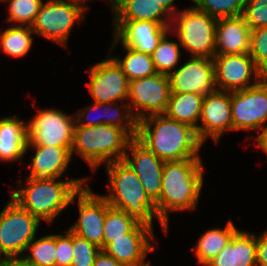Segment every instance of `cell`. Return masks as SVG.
I'll use <instances>...</instances> for the list:
<instances>
[{
	"instance_id": "cell-1",
	"label": "cell",
	"mask_w": 267,
	"mask_h": 266,
	"mask_svg": "<svg viewBox=\"0 0 267 266\" xmlns=\"http://www.w3.org/2000/svg\"><path fill=\"white\" fill-rule=\"evenodd\" d=\"M136 139L163 161L201 159L198 152L203 142L196 129L165 114L140 120Z\"/></svg>"
},
{
	"instance_id": "cell-2",
	"label": "cell",
	"mask_w": 267,
	"mask_h": 266,
	"mask_svg": "<svg viewBox=\"0 0 267 266\" xmlns=\"http://www.w3.org/2000/svg\"><path fill=\"white\" fill-rule=\"evenodd\" d=\"M203 170L201 159L165 161L161 194L155 203L157 219L165 233H168L169 211H188L197 206L204 184Z\"/></svg>"
},
{
	"instance_id": "cell-3",
	"label": "cell",
	"mask_w": 267,
	"mask_h": 266,
	"mask_svg": "<svg viewBox=\"0 0 267 266\" xmlns=\"http://www.w3.org/2000/svg\"><path fill=\"white\" fill-rule=\"evenodd\" d=\"M57 179L28 177V187L14 190L11 199L40 221L44 219L52 223L61 211L75 201L77 192L86 183V178L58 182Z\"/></svg>"
},
{
	"instance_id": "cell-4",
	"label": "cell",
	"mask_w": 267,
	"mask_h": 266,
	"mask_svg": "<svg viewBox=\"0 0 267 266\" xmlns=\"http://www.w3.org/2000/svg\"><path fill=\"white\" fill-rule=\"evenodd\" d=\"M106 165L111 191L109 190L110 194L102 196L108 204L153 227V218H157L156 205L149 198L133 169L124 160Z\"/></svg>"
},
{
	"instance_id": "cell-5",
	"label": "cell",
	"mask_w": 267,
	"mask_h": 266,
	"mask_svg": "<svg viewBox=\"0 0 267 266\" xmlns=\"http://www.w3.org/2000/svg\"><path fill=\"white\" fill-rule=\"evenodd\" d=\"M131 140L122 128L116 126L75 127L71 155L76 151L96 171L102 163L123 160Z\"/></svg>"
},
{
	"instance_id": "cell-6",
	"label": "cell",
	"mask_w": 267,
	"mask_h": 266,
	"mask_svg": "<svg viewBox=\"0 0 267 266\" xmlns=\"http://www.w3.org/2000/svg\"><path fill=\"white\" fill-rule=\"evenodd\" d=\"M177 14V21H174L178 24L175 26L178 43L191 56L213 59L216 55L217 19L194 6Z\"/></svg>"
},
{
	"instance_id": "cell-7",
	"label": "cell",
	"mask_w": 267,
	"mask_h": 266,
	"mask_svg": "<svg viewBox=\"0 0 267 266\" xmlns=\"http://www.w3.org/2000/svg\"><path fill=\"white\" fill-rule=\"evenodd\" d=\"M85 11L78 1L49 0L41 4L31 28L35 34L65 46L74 24L85 18Z\"/></svg>"
},
{
	"instance_id": "cell-8",
	"label": "cell",
	"mask_w": 267,
	"mask_h": 266,
	"mask_svg": "<svg viewBox=\"0 0 267 266\" xmlns=\"http://www.w3.org/2000/svg\"><path fill=\"white\" fill-rule=\"evenodd\" d=\"M39 224L37 217L10 199L0 212V255L11 257L24 253L36 238Z\"/></svg>"
},
{
	"instance_id": "cell-9",
	"label": "cell",
	"mask_w": 267,
	"mask_h": 266,
	"mask_svg": "<svg viewBox=\"0 0 267 266\" xmlns=\"http://www.w3.org/2000/svg\"><path fill=\"white\" fill-rule=\"evenodd\" d=\"M75 118L57 109L38 111L27 124L26 151L31 146L72 147Z\"/></svg>"
},
{
	"instance_id": "cell-10",
	"label": "cell",
	"mask_w": 267,
	"mask_h": 266,
	"mask_svg": "<svg viewBox=\"0 0 267 266\" xmlns=\"http://www.w3.org/2000/svg\"><path fill=\"white\" fill-rule=\"evenodd\" d=\"M170 95V80L167 74L155 73L151 76L129 81V106L138 122L151 115L164 114ZM136 108L134 114L133 109Z\"/></svg>"
},
{
	"instance_id": "cell-11",
	"label": "cell",
	"mask_w": 267,
	"mask_h": 266,
	"mask_svg": "<svg viewBox=\"0 0 267 266\" xmlns=\"http://www.w3.org/2000/svg\"><path fill=\"white\" fill-rule=\"evenodd\" d=\"M232 131L258 130L267 125V85L231 91Z\"/></svg>"
},
{
	"instance_id": "cell-12",
	"label": "cell",
	"mask_w": 267,
	"mask_h": 266,
	"mask_svg": "<svg viewBox=\"0 0 267 266\" xmlns=\"http://www.w3.org/2000/svg\"><path fill=\"white\" fill-rule=\"evenodd\" d=\"M85 185L77 192L79 218L69 230L103 250L106 199Z\"/></svg>"
},
{
	"instance_id": "cell-13",
	"label": "cell",
	"mask_w": 267,
	"mask_h": 266,
	"mask_svg": "<svg viewBox=\"0 0 267 266\" xmlns=\"http://www.w3.org/2000/svg\"><path fill=\"white\" fill-rule=\"evenodd\" d=\"M88 87L97 103L126 101L129 95V80L112 57L91 67Z\"/></svg>"
},
{
	"instance_id": "cell-14",
	"label": "cell",
	"mask_w": 267,
	"mask_h": 266,
	"mask_svg": "<svg viewBox=\"0 0 267 266\" xmlns=\"http://www.w3.org/2000/svg\"><path fill=\"white\" fill-rule=\"evenodd\" d=\"M171 93H213L215 87L214 61L207 57L192 56L169 75Z\"/></svg>"
},
{
	"instance_id": "cell-15",
	"label": "cell",
	"mask_w": 267,
	"mask_h": 266,
	"mask_svg": "<svg viewBox=\"0 0 267 266\" xmlns=\"http://www.w3.org/2000/svg\"><path fill=\"white\" fill-rule=\"evenodd\" d=\"M213 61L216 90L231 92L258 84L257 79L249 83L254 75L257 78V65L249 53L215 55Z\"/></svg>"
},
{
	"instance_id": "cell-16",
	"label": "cell",
	"mask_w": 267,
	"mask_h": 266,
	"mask_svg": "<svg viewBox=\"0 0 267 266\" xmlns=\"http://www.w3.org/2000/svg\"><path fill=\"white\" fill-rule=\"evenodd\" d=\"M200 119L198 138L204 143L211 136L218 143L226 130H232L231 92L215 90L204 96Z\"/></svg>"
},
{
	"instance_id": "cell-17",
	"label": "cell",
	"mask_w": 267,
	"mask_h": 266,
	"mask_svg": "<svg viewBox=\"0 0 267 266\" xmlns=\"http://www.w3.org/2000/svg\"><path fill=\"white\" fill-rule=\"evenodd\" d=\"M127 149H130L132 156L125 153L124 161L133 169L140 179L149 198L156 203L161 194L162 172L165 161L155 156L136 138H133Z\"/></svg>"
},
{
	"instance_id": "cell-18",
	"label": "cell",
	"mask_w": 267,
	"mask_h": 266,
	"mask_svg": "<svg viewBox=\"0 0 267 266\" xmlns=\"http://www.w3.org/2000/svg\"><path fill=\"white\" fill-rule=\"evenodd\" d=\"M113 24V48L121 42L122 45L150 55L163 36L171 30V27L154 21H114Z\"/></svg>"
},
{
	"instance_id": "cell-19",
	"label": "cell",
	"mask_w": 267,
	"mask_h": 266,
	"mask_svg": "<svg viewBox=\"0 0 267 266\" xmlns=\"http://www.w3.org/2000/svg\"><path fill=\"white\" fill-rule=\"evenodd\" d=\"M153 227L139 222L125 237L115 238L103 250L124 266H142L148 252L154 250Z\"/></svg>"
},
{
	"instance_id": "cell-20",
	"label": "cell",
	"mask_w": 267,
	"mask_h": 266,
	"mask_svg": "<svg viewBox=\"0 0 267 266\" xmlns=\"http://www.w3.org/2000/svg\"><path fill=\"white\" fill-rule=\"evenodd\" d=\"M250 32L242 15L217 19L216 55L249 53Z\"/></svg>"
},
{
	"instance_id": "cell-21",
	"label": "cell",
	"mask_w": 267,
	"mask_h": 266,
	"mask_svg": "<svg viewBox=\"0 0 267 266\" xmlns=\"http://www.w3.org/2000/svg\"><path fill=\"white\" fill-rule=\"evenodd\" d=\"M256 235L238 230L206 266H257Z\"/></svg>"
},
{
	"instance_id": "cell-22",
	"label": "cell",
	"mask_w": 267,
	"mask_h": 266,
	"mask_svg": "<svg viewBox=\"0 0 267 266\" xmlns=\"http://www.w3.org/2000/svg\"><path fill=\"white\" fill-rule=\"evenodd\" d=\"M35 156L30 160L29 177L59 178L72 160L71 147L32 146Z\"/></svg>"
},
{
	"instance_id": "cell-23",
	"label": "cell",
	"mask_w": 267,
	"mask_h": 266,
	"mask_svg": "<svg viewBox=\"0 0 267 266\" xmlns=\"http://www.w3.org/2000/svg\"><path fill=\"white\" fill-rule=\"evenodd\" d=\"M112 10L114 21H154L170 27L169 18L174 19L157 0H119Z\"/></svg>"
},
{
	"instance_id": "cell-24",
	"label": "cell",
	"mask_w": 267,
	"mask_h": 266,
	"mask_svg": "<svg viewBox=\"0 0 267 266\" xmlns=\"http://www.w3.org/2000/svg\"><path fill=\"white\" fill-rule=\"evenodd\" d=\"M27 124L13 117L0 119V161H17L26 153Z\"/></svg>"
},
{
	"instance_id": "cell-25",
	"label": "cell",
	"mask_w": 267,
	"mask_h": 266,
	"mask_svg": "<svg viewBox=\"0 0 267 266\" xmlns=\"http://www.w3.org/2000/svg\"><path fill=\"white\" fill-rule=\"evenodd\" d=\"M204 96L198 93H171L166 112L168 118L197 129Z\"/></svg>"
},
{
	"instance_id": "cell-26",
	"label": "cell",
	"mask_w": 267,
	"mask_h": 266,
	"mask_svg": "<svg viewBox=\"0 0 267 266\" xmlns=\"http://www.w3.org/2000/svg\"><path fill=\"white\" fill-rule=\"evenodd\" d=\"M238 231L233 222H227L224 229H209L200 238L192 250L200 264L206 265L216 257L219 252L230 242L233 235Z\"/></svg>"
},
{
	"instance_id": "cell-27",
	"label": "cell",
	"mask_w": 267,
	"mask_h": 266,
	"mask_svg": "<svg viewBox=\"0 0 267 266\" xmlns=\"http://www.w3.org/2000/svg\"><path fill=\"white\" fill-rule=\"evenodd\" d=\"M127 52L124 59L112 57L127 76L129 81L141 79L157 73L152 55L138 52L128 46L123 45Z\"/></svg>"
},
{
	"instance_id": "cell-28",
	"label": "cell",
	"mask_w": 267,
	"mask_h": 266,
	"mask_svg": "<svg viewBox=\"0 0 267 266\" xmlns=\"http://www.w3.org/2000/svg\"><path fill=\"white\" fill-rule=\"evenodd\" d=\"M31 26L13 25L0 34V48L2 52L13 57H24L33 42Z\"/></svg>"
},
{
	"instance_id": "cell-29",
	"label": "cell",
	"mask_w": 267,
	"mask_h": 266,
	"mask_svg": "<svg viewBox=\"0 0 267 266\" xmlns=\"http://www.w3.org/2000/svg\"><path fill=\"white\" fill-rule=\"evenodd\" d=\"M138 223L139 221L125 211L111 207L106 200L104 248L115 238L125 237Z\"/></svg>"
},
{
	"instance_id": "cell-30",
	"label": "cell",
	"mask_w": 267,
	"mask_h": 266,
	"mask_svg": "<svg viewBox=\"0 0 267 266\" xmlns=\"http://www.w3.org/2000/svg\"><path fill=\"white\" fill-rule=\"evenodd\" d=\"M117 105L114 102L102 103V111H106V114L101 116V124L116 126L122 128L132 139L137 136L138 121L131 112L128 103L121 104L119 108H115ZM114 107V110H113ZM125 110V114L121 113V109ZM112 113V114H111ZM108 114V115H107ZM125 121V122H124Z\"/></svg>"
},
{
	"instance_id": "cell-31",
	"label": "cell",
	"mask_w": 267,
	"mask_h": 266,
	"mask_svg": "<svg viewBox=\"0 0 267 266\" xmlns=\"http://www.w3.org/2000/svg\"><path fill=\"white\" fill-rule=\"evenodd\" d=\"M167 35L168 33H166L157 44V47L152 54V58L157 73L169 75L172 70L174 71L176 69L181 52L179 51L178 43L169 41Z\"/></svg>"
},
{
	"instance_id": "cell-32",
	"label": "cell",
	"mask_w": 267,
	"mask_h": 266,
	"mask_svg": "<svg viewBox=\"0 0 267 266\" xmlns=\"http://www.w3.org/2000/svg\"><path fill=\"white\" fill-rule=\"evenodd\" d=\"M31 254L25 256L36 266H55L56 259V235H46L39 239H33L26 248Z\"/></svg>"
},
{
	"instance_id": "cell-33",
	"label": "cell",
	"mask_w": 267,
	"mask_h": 266,
	"mask_svg": "<svg viewBox=\"0 0 267 266\" xmlns=\"http://www.w3.org/2000/svg\"><path fill=\"white\" fill-rule=\"evenodd\" d=\"M195 8L219 19L243 14L247 0H191Z\"/></svg>"
},
{
	"instance_id": "cell-34",
	"label": "cell",
	"mask_w": 267,
	"mask_h": 266,
	"mask_svg": "<svg viewBox=\"0 0 267 266\" xmlns=\"http://www.w3.org/2000/svg\"><path fill=\"white\" fill-rule=\"evenodd\" d=\"M9 2L8 22H15L14 25L20 23V26H31L38 13L42 0H3Z\"/></svg>"
},
{
	"instance_id": "cell-35",
	"label": "cell",
	"mask_w": 267,
	"mask_h": 266,
	"mask_svg": "<svg viewBox=\"0 0 267 266\" xmlns=\"http://www.w3.org/2000/svg\"><path fill=\"white\" fill-rule=\"evenodd\" d=\"M73 259L71 266H93L99 247L72 232Z\"/></svg>"
},
{
	"instance_id": "cell-36",
	"label": "cell",
	"mask_w": 267,
	"mask_h": 266,
	"mask_svg": "<svg viewBox=\"0 0 267 266\" xmlns=\"http://www.w3.org/2000/svg\"><path fill=\"white\" fill-rule=\"evenodd\" d=\"M242 16L251 30L267 25V0H247Z\"/></svg>"
},
{
	"instance_id": "cell-37",
	"label": "cell",
	"mask_w": 267,
	"mask_h": 266,
	"mask_svg": "<svg viewBox=\"0 0 267 266\" xmlns=\"http://www.w3.org/2000/svg\"><path fill=\"white\" fill-rule=\"evenodd\" d=\"M249 54L256 65L267 58V25L251 30Z\"/></svg>"
},
{
	"instance_id": "cell-38",
	"label": "cell",
	"mask_w": 267,
	"mask_h": 266,
	"mask_svg": "<svg viewBox=\"0 0 267 266\" xmlns=\"http://www.w3.org/2000/svg\"><path fill=\"white\" fill-rule=\"evenodd\" d=\"M72 255V232L68 229L66 235L56 234L55 266H71Z\"/></svg>"
},
{
	"instance_id": "cell-39",
	"label": "cell",
	"mask_w": 267,
	"mask_h": 266,
	"mask_svg": "<svg viewBox=\"0 0 267 266\" xmlns=\"http://www.w3.org/2000/svg\"><path fill=\"white\" fill-rule=\"evenodd\" d=\"M102 109V103L94 102V105L86 107L85 111L81 110L78 112V116H75V127H90V126H97L101 124V117H97L96 119H92L91 116L88 114L89 112L101 110ZM83 111V112H82ZM87 114V115H86ZM86 118L82 122V118Z\"/></svg>"
},
{
	"instance_id": "cell-40",
	"label": "cell",
	"mask_w": 267,
	"mask_h": 266,
	"mask_svg": "<svg viewBox=\"0 0 267 266\" xmlns=\"http://www.w3.org/2000/svg\"><path fill=\"white\" fill-rule=\"evenodd\" d=\"M257 243V266H267V230L260 235L256 236Z\"/></svg>"
},
{
	"instance_id": "cell-41",
	"label": "cell",
	"mask_w": 267,
	"mask_h": 266,
	"mask_svg": "<svg viewBox=\"0 0 267 266\" xmlns=\"http://www.w3.org/2000/svg\"><path fill=\"white\" fill-rule=\"evenodd\" d=\"M0 257V266H36L24 256Z\"/></svg>"
},
{
	"instance_id": "cell-42",
	"label": "cell",
	"mask_w": 267,
	"mask_h": 266,
	"mask_svg": "<svg viewBox=\"0 0 267 266\" xmlns=\"http://www.w3.org/2000/svg\"><path fill=\"white\" fill-rule=\"evenodd\" d=\"M93 266H124L114 257L107 254L104 250H100L97 254Z\"/></svg>"
},
{
	"instance_id": "cell-43",
	"label": "cell",
	"mask_w": 267,
	"mask_h": 266,
	"mask_svg": "<svg viewBox=\"0 0 267 266\" xmlns=\"http://www.w3.org/2000/svg\"><path fill=\"white\" fill-rule=\"evenodd\" d=\"M257 82L261 85H267V58L257 65Z\"/></svg>"
},
{
	"instance_id": "cell-44",
	"label": "cell",
	"mask_w": 267,
	"mask_h": 266,
	"mask_svg": "<svg viewBox=\"0 0 267 266\" xmlns=\"http://www.w3.org/2000/svg\"><path fill=\"white\" fill-rule=\"evenodd\" d=\"M255 139L258 142V146L261 147L265 153H267V126L260 134H258L257 137H255Z\"/></svg>"
},
{
	"instance_id": "cell-45",
	"label": "cell",
	"mask_w": 267,
	"mask_h": 266,
	"mask_svg": "<svg viewBox=\"0 0 267 266\" xmlns=\"http://www.w3.org/2000/svg\"><path fill=\"white\" fill-rule=\"evenodd\" d=\"M169 13L170 15H173L176 19V12L173 8V4L175 0H157ZM175 11V12H174Z\"/></svg>"
},
{
	"instance_id": "cell-46",
	"label": "cell",
	"mask_w": 267,
	"mask_h": 266,
	"mask_svg": "<svg viewBox=\"0 0 267 266\" xmlns=\"http://www.w3.org/2000/svg\"><path fill=\"white\" fill-rule=\"evenodd\" d=\"M119 0H109V4L111 5V8L118 2Z\"/></svg>"
},
{
	"instance_id": "cell-47",
	"label": "cell",
	"mask_w": 267,
	"mask_h": 266,
	"mask_svg": "<svg viewBox=\"0 0 267 266\" xmlns=\"http://www.w3.org/2000/svg\"><path fill=\"white\" fill-rule=\"evenodd\" d=\"M74 1H78V2H80V3H84V2H86V1H88V0H74Z\"/></svg>"
},
{
	"instance_id": "cell-48",
	"label": "cell",
	"mask_w": 267,
	"mask_h": 266,
	"mask_svg": "<svg viewBox=\"0 0 267 266\" xmlns=\"http://www.w3.org/2000/svg\"><path fill=\"white\" fill-rule=\"evenodd\" d=\"M142 266H151L150 261H148V263H146L145 265H142Z\"/></svg>"
}]
</instances>
